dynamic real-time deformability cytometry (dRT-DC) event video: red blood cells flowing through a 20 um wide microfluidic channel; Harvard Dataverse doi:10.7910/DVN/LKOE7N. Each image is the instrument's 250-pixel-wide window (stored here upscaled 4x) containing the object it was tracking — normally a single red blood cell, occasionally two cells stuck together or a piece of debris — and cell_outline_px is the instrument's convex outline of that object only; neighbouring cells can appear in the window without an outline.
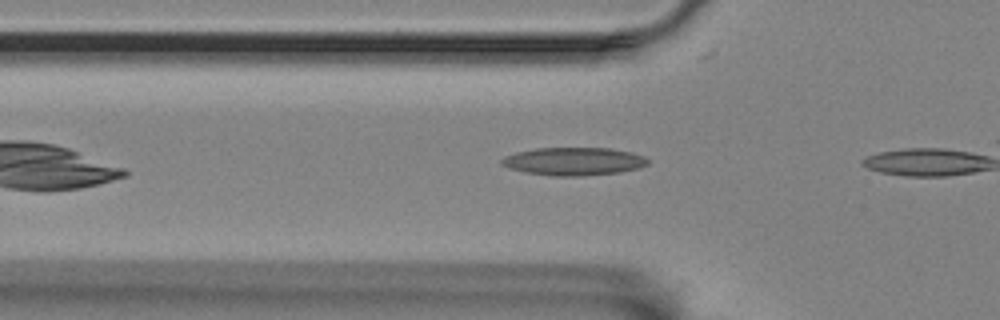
{"species": "Egyptian fruit bat (a non-hibernating species)", "species_latin": "Rousettus aegyptiacus", "temperature_condition": "room temperature", "stored_images_in_passage": 4, "camera_frame_rate_fps": 3000, "um_per_image_px": 0.085, "animal": {"sex": "female"}, "frame": {"image": 1, "passage_image": 3, "time_ms": 0.667, "image_size_px": [1000, 320], "cell_outline_px": [[648, 164], [640, 168], [620, 172], [580, 176], [556, 176], [528, 172], [512, 168], [500, 164], [500, 160], [504, 156], [516, 152], [536, 148], [608, 148], [632, 152], [644, 156], [648, 160]], "centroid_in_image_um": [48.79, 13.71], "position_along_channel_um": 77.0, "area_um2": 23.7}}